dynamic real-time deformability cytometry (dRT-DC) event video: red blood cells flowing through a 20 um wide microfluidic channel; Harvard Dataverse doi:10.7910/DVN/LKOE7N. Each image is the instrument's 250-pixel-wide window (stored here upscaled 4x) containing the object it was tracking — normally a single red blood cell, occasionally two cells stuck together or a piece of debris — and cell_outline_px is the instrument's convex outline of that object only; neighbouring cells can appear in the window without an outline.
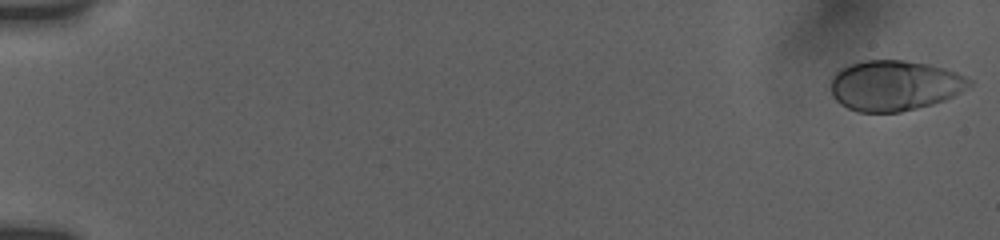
{"species": "human", "species_latin": "Homo sapiens", "temperature_condition": "room temperature", "stored_images_in_passage": 12, "camera_frame_rate_fps": 3000, "um_per_image_px": 0.085, "donor": {"sex": "female"}, "frame": {"image": 1, "passage_image": 1, "time_ms": 0.0, "image_size_px": [1000, 240], "cell_outline_px": [[972, 84], [960, 92], [944, 100], [932, 104], [900, 112], [856, 112], [840, 104], [832, 96], [832, 76], [840, 68], [864, 60], [904, 60], [928, 64], [944, 68], [956, 72], [972, 80]], "centroid_in_image_um": [76.02, 7.27], "position_along_channel_um": 9.0, "area_um2": 40.58}}
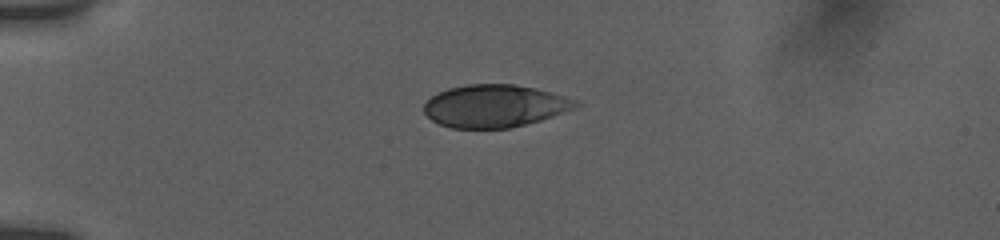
{"frame": {"image": 2, "passage_image": 9, "time_ms": 4.667, "image_size_px": [1000, 240], "cell_outline_px": [[580, 104], [572, 108], [552, 116], [540, 120], [508, 128], [452, 128], [440, 124], [432, 120], [424, 112], [424, 104], [432, 96], [448, 88], [468, 84], [512, 84], [536, 88], [580, 100]], "centroid_in_image_um": [42.05, 9.0], "position_along_channel_um": 43.0, "area_um2": 37.34}}